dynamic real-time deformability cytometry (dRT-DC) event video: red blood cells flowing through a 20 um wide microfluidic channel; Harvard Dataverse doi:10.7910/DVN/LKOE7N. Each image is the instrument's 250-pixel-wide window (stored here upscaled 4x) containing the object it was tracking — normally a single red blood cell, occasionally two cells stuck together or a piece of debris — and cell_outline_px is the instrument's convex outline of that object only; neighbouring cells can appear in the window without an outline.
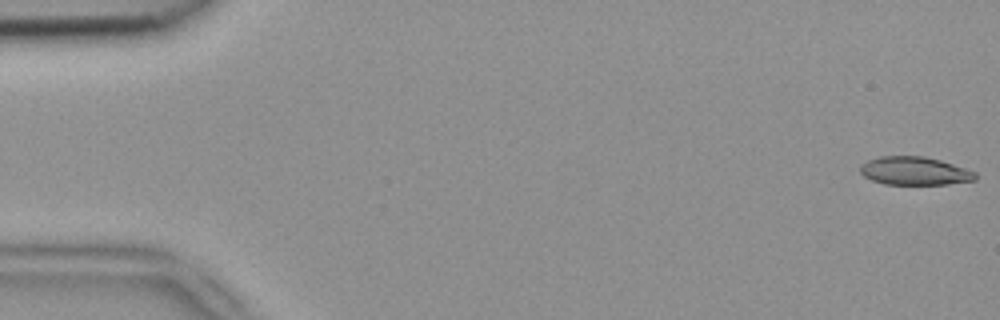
{"species": "common noctule bat (a hibernating species)", "species_latin": "Nyctalus noctula", "temperature_condition": "room temperature", "stored_images_in_passage": 4, "camera_frame_rate_fps": 3000, "um_per_image_px": 0.085, "animal": {"sex": "female", "body_mass_g": 18.4}, "frame": {"image": 1, "passage_image": 1, "time_ms": 0.0, "image_size_px": [1000, 320], "cell_outline_px": [[976, 180], [948, 184], [884, 184], [872, 180], [864, 176], [860, 172], [860, 164], [868, 160], [880, 156], [924, 156], [940, 160], [976, 172]], "centroid_in_image_um": [77.72, 14.53], "position_along_channel_um": 7.3, "area_um2": 18.9}}
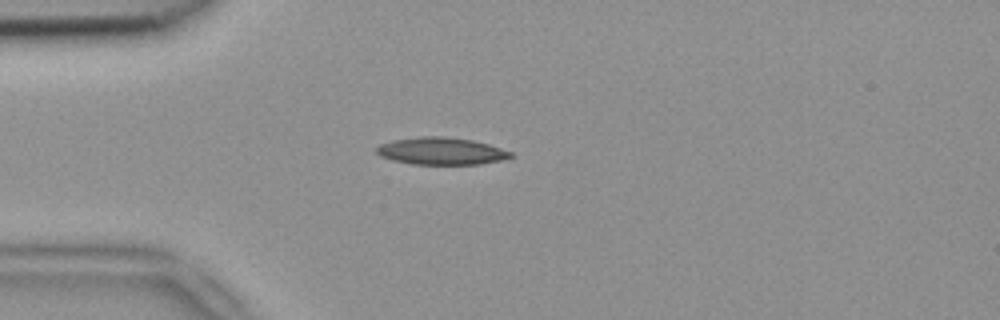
{"frame": {"image": 2, "passage_image": 4, "time_ms": 1.0, "image_size_px": [1000, 320], "cell_outline_px": [[512, 156], [500, 160], [480, 164], [412, 164], [392, 160], [380, 156], [376, 152], [376, 148], [380, 144], [392, 140], [420, 136], [444, 136], [472, 140], [488, 144], [512, 152]], "centroid_in_image_um": [37.46, 12.83], "position_along_channel_um": 47.5, "area_um2": 21.21}}